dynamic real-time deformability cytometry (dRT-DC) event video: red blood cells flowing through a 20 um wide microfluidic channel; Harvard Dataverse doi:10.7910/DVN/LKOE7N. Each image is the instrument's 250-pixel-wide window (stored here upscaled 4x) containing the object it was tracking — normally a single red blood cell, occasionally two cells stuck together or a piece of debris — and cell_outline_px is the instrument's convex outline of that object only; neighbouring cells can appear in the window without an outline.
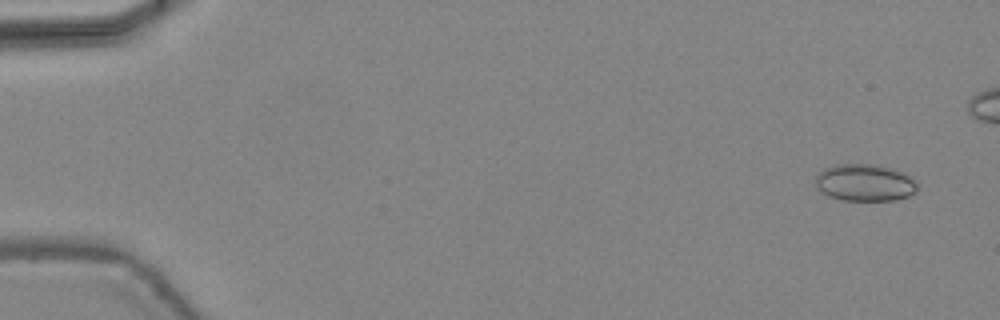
{"species": "common noctule bat (a hibernating species)", "species_latin": "Nyctalus noctula", "temperature_condition": "warm", "stored_images_in_passage": 43, "camera_frame_rate_fps": 3000, "um_per_image_px": 0.085, "animal": {"sex": "female", "body_mass_g": 24.6, "forearm_length_mm": 56.2}, "frame": {"image": 1, "passage_image": 3, "time_ms": 0.667, "image_size_px": [1000, 320], "cell_outline_px": [[916, 192], [908, 196], [896, 200], [844, 200], [828, 196], [816, 188], [816, 176], [824, 168], [836, 164], [876, 164], [892, 168], [904, 172], [916, 184]], "centroid_in_image_um": [73.49, 15.52], "position_along_channel_um": 11.5, "area_um2": 21.96}}
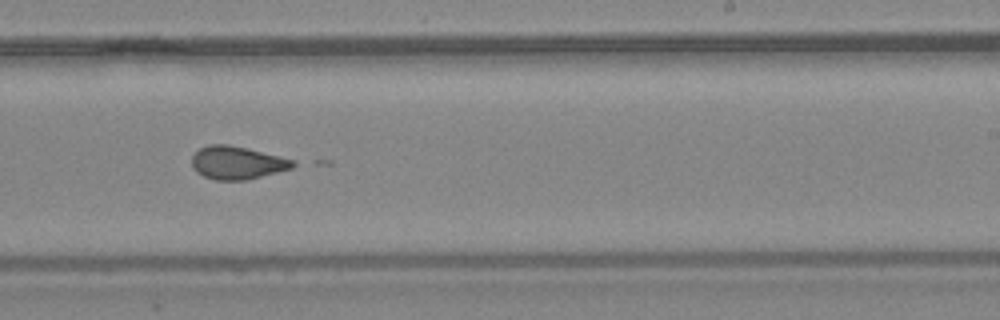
{"frame": {"image": 2, "passage_image": 30, "time_ms": 9.667, "image_size_px": [1000, 320], "cell_outline_px": [[300, 164], [292, 168], [248, 180], [216, 180], [204, 176], [196, 172], [192, 168], [192, 156], [200, 148], [208, 144], [228, 144], [248, 148], [296, 160]], "centroid_in_image_um": [20.19, 13.83], "position_along_channel_um": 268.8, "area_um2": 19.71}}
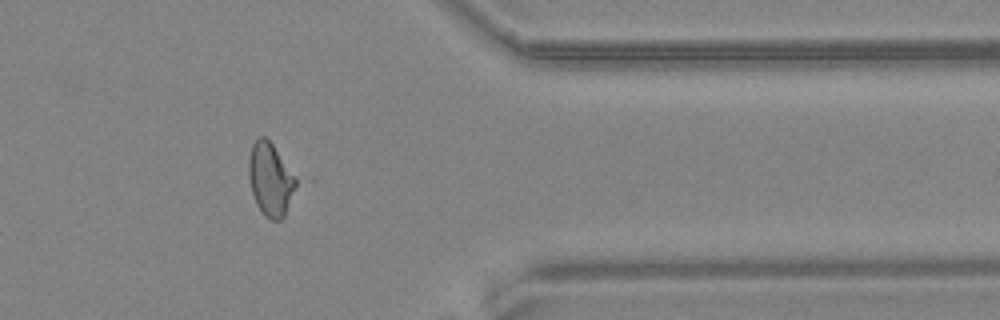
{"frame": {"image": 3, "passage_image": 39, "time_ms": 12.667, "image_size_px": [1000, 320], "cell_outline_px": [[300, 180], [284, 216], [280, 220], [268, 220], [264, 216], [256, 204], [252, 192], [248, 176], [248, 160], [252, 144], [260, 136], [264, 136], [272, 144]], "centroid_in_image_um": [23.01, 15.27], "position_along_channel_um": 388.4, "area_um2": 20.46}, "authors_computed_cell_mechanics": {"area_um2": 20.3456, "velocity_mm_per_s": 4.4905, "shape_relaxation_time_tau1_ms": null, "shape_relaxation_time_tau2_ms": 1.4061, "deformation_change_tau1": null, "deformation_change_tau2": 0.0716}}